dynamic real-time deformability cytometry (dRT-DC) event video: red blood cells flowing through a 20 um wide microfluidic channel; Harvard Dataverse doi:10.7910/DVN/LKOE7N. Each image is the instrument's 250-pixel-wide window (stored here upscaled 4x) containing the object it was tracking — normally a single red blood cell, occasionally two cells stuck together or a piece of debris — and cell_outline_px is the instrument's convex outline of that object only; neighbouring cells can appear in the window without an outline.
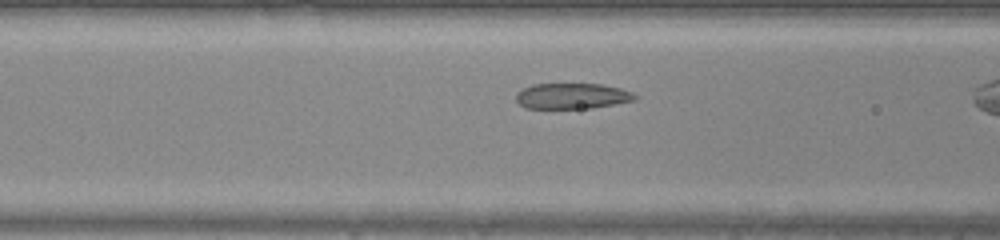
{"species": "common noctule bat (a hibernating species)", "species_latin": "Nyctalus noctula", "temperature_condition": "warm", "stored_images_in_passage": 13, "camera_frame_rate_fps": 3000, "um_per_image_px": 0.085, "animal": {"sex": "male", "body_mass_g": 20.0, "forearm_length_mm": 53.3}, "frame": {"image": 1, "passage_image": 6, "time_ms": 1.667, "image_size_px": [1000, 240], "cell_outline_px": [[636, 100], [592, 108], [524, 108], [516, 100], [516, 92], [532, 84], [600, 84], [620, 88], [632, 92], [636, 96]], "centroid_in_image_um": [48.61, 8.16], "position_along_channel_um": 118.0, "area_um2": 17.74}}